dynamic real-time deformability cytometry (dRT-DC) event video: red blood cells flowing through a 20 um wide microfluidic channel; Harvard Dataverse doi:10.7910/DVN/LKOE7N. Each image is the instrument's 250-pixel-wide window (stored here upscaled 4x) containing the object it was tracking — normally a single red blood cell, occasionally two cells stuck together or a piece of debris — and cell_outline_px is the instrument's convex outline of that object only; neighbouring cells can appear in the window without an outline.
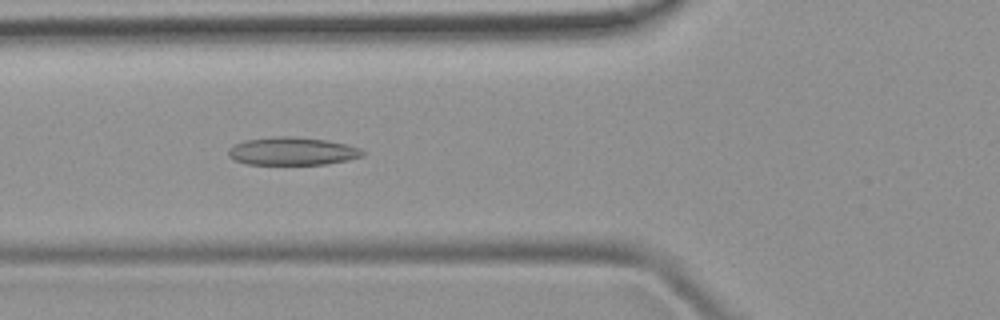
{"species": "common noctule bat (a hibernating species)", "species_latin": "Nyctalus noctula", "temperature_condition": "room temperature", "stored_images_in_passage": 47, "camera_frame_rate_fps": 3000, "um_per_image_px": 0.085, "animal": {"sex": "female", "body_mass_g": 19.9}, "frame": {"image": 1, "passage_image": 16, "time_ms": 5.0, "image_size_px": [1000, 320], "cell_outline_px": [[364, 156], [348, 160], [324, 164], [248, 164], [236, 160], [228, 156], [228, 148], [244, 140], [280, 136], [292, 136], [328, 140], [360, 148], [364, 152]], "centroid_in_image_um": [24.85, 12.85], "position_along_channel_um": 100.9, "area_um2": 21.73}}
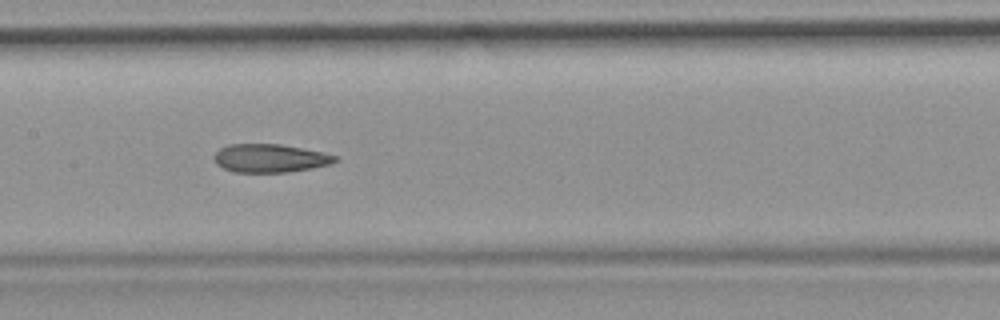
{"frame": {"image": 2, "passage_image": 22, "time_ms": 7.0, "image_size_px": [1000, 320], "cell_outline_px": [[340, 160], [332, 164], [312, 168], [288, 172], [232, 172], [216, 164], [212, 156], [220, 148], [228, 144], [280, 144], [324, 152], [340, 156]], "centroid_in_image_um": [22.99, 13.45], "position_along_channel_um": 184.4, "area_um2": 20.29}}
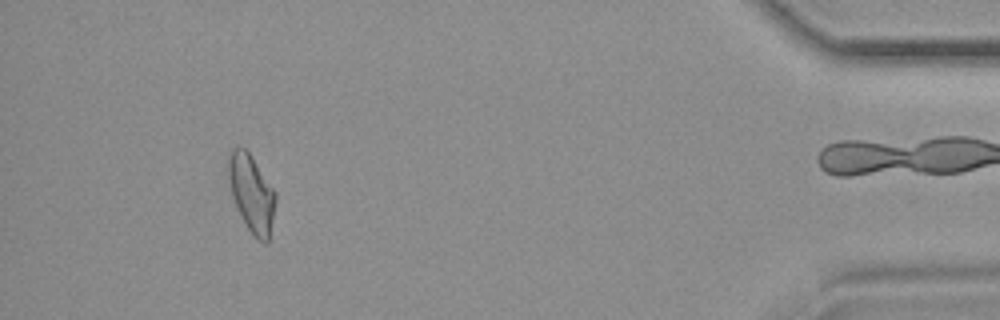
{"frame": {"image": 3, "passage_image": 43, "time_ms": 14.0, "image_size_px": [1000, 320], "cell_outline_px": [[276, 200], [268, 244], [264, 244], [256, 240], [240, 216], [232, 196], [228, 176], [228, 152], [232, 148], [244, 148], [248, 152], [276, 192]], "centroid_in_image_um": [21.38, 16.47], "position_along_channel_um": 413.8, "area_um2": 21.21}}